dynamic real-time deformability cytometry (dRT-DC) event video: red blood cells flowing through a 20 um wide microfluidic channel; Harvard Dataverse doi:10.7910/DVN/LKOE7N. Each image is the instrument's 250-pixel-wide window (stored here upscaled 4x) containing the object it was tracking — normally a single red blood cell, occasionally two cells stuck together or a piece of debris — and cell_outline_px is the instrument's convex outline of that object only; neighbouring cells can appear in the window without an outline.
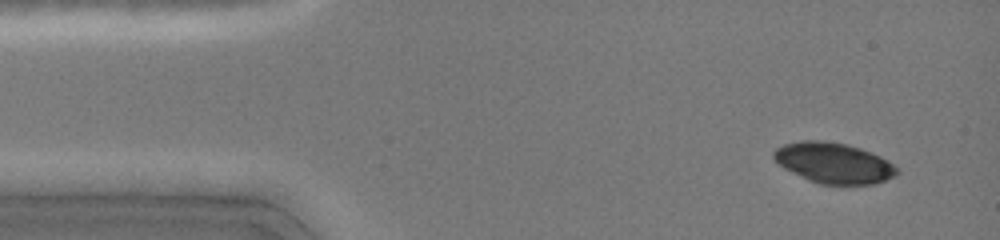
{"species": "common noctule bat (a hibernating species)", "species_latin": "Nyctalus noctula", "temperature_condition": "cold", "stored_images_in_passage": 43, "camera_frame_rate_fps": 3000, "um_per_image_px": 0.085, "animal": {"sex": "female", "body_mass_g": 19.0, "forearm_length_mm": 51.5}, "frame": {"image": 1, "passage_image": 3, "time_ms": 1.0, "image_size_px": [1000, 240], "cell_outline_px": [[900, 172], [896, 176], [872, 184], [820, 184], [808, 180], [784, 168], [772, 156], [772, 152], [776, 148], [784, 144], [800, 140], [824, 140], [848, 144], [860, 148], [880, 156], [888, 160]], "centroid_in_image_um": [70.86, 13.84], "position_along_channel_um": 14.1, "area_um2": 29.13}}